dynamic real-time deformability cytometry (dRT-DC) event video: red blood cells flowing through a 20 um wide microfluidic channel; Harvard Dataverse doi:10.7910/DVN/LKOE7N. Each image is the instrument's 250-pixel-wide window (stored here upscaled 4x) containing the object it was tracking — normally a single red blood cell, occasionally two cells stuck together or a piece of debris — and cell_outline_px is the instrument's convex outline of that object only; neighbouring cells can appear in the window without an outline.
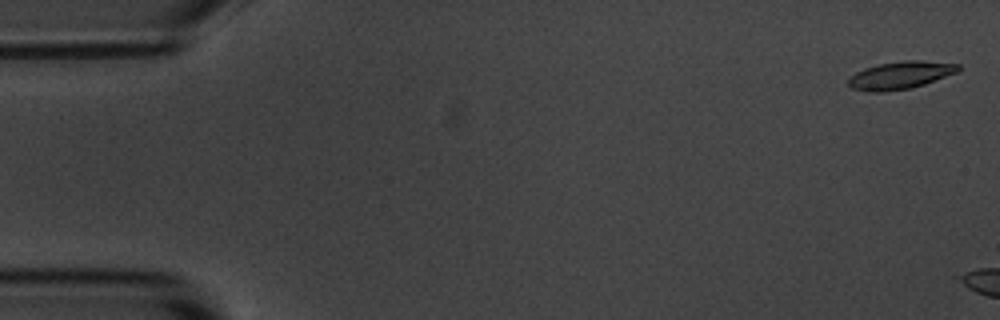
{"species": "common noctule bat (a hibernating species)", "species_latin": "Nyctalus noctula", "temperature_condition": "room temperature", "stored_images_in_passage": 3, "camera_frame_rate_fps": 3000, "um_per_image_px": 0.085, "animal": {"sex": "male", "body_mass_g": 20.1, "forearm_length_mm": 53.5}, "frame": {"image": 1, "passage_image": 1, "time_ms": 0.0, "image_size_px": [1000, 320], "cell_outline_px": [[960, 68], [956, 72], [924, 84], [912, 88], [884, 92], [868, 92], [852, 88], [848, 84], [848, 80], [856, 72], [864, 68], [880, 64], [904, 60], [920, 60], [960, 64]], "centroid_in_image_um": [76.51, 6.4], "position_along_channel_um": 8.5, "area_um2": 17.57}}